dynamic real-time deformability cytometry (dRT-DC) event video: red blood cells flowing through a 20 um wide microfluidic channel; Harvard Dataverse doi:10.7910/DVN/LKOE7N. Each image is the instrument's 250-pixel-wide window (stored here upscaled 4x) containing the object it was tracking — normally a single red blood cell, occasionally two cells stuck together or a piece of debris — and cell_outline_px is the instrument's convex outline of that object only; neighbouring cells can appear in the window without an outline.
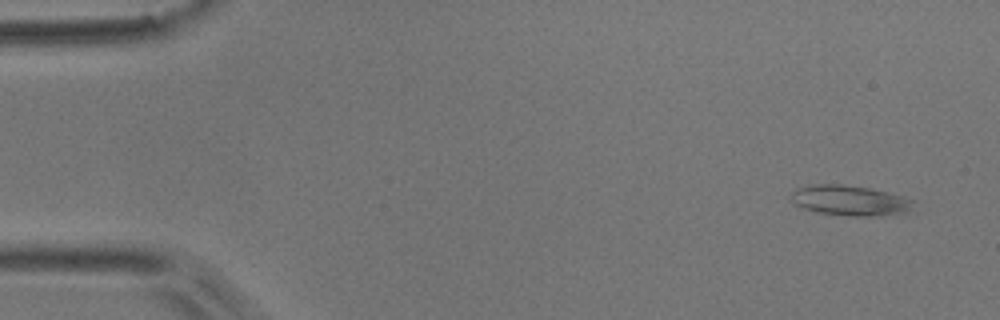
{"species": "common noctule bat (a hibernating species)", "species_latin": "Nyctalus noctula", "temperature_condition": "room temperature", "stored_images_in_passage": 5, "segment_of_instrument_passage": [1, 2], "camera_frame_rate_fps": 3000, "um_per_image_px": 0.085, "animal": {"sex": "male", "body_mass_g": 17.9}, "frame": {"image": 1, "passage_image": 1, "time_ms": 0.0, "image_size_px": [1000, 320], "cell_outline_px": [[916, 200], [904, 212], [880, 216], [852, 216], [820, 212], [804, 208], [796, 204], [792, 200], [792, 192], [796, 188], [808, 184], [844, 184], [868, 188], [904, 196]], "centroid_in_image_um": [72.23, 17.02], "position_along_channel_um": 12.8, "area_um2": 21.33}}